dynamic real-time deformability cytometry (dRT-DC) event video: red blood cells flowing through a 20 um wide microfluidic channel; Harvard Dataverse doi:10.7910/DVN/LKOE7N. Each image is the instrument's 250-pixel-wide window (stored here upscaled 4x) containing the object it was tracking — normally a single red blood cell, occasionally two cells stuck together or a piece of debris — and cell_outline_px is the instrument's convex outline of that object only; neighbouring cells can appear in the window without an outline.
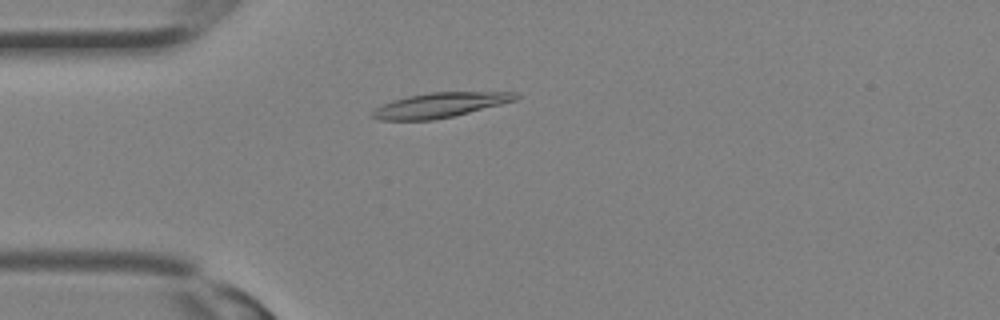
{"species": "Egyptian fruit bat (a non-hibernating species)", "species_latin": "Rousettus aegyptiacus", "temperature_condition": "room temperature", "stored_images_in_passage": 19, "camera_frame_rate_fps": 3000, "um_per_image_px": 0.085, "animal": {"sex": "female"}, "frame": {"image": 1, "passage_image": 8, "time_ms": 2.333, "image_size_px": [1000, 320], "cell_outline_px": [[520, 96], [516, 100], [452, 116], [432, 120], [380, 120], [368, 116], [376, 108], [392, 100], [408, 96], [432, 92], [516, 92]], "centroid_in_image_um": [37.36, 8.93], "position_along_channel_um": 47.6, "area_um2": 20.46}}
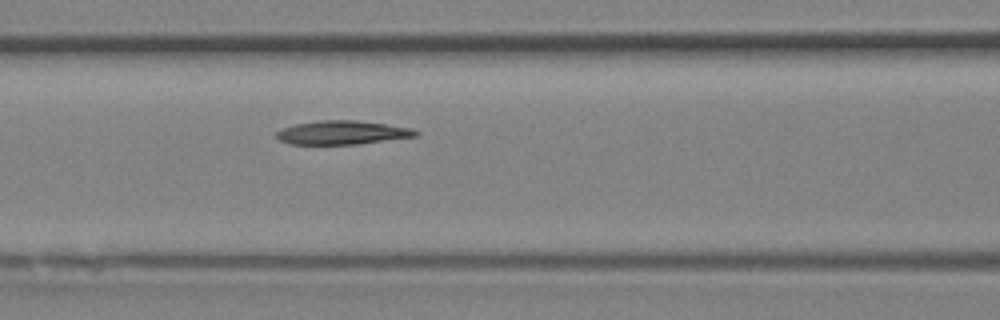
{"frame": {"image": 2, "passage_image": 13, "time_ms": 4.0, "image_size_px": [1000, 320], "cell_outline_px": [[420, 132], [416, 136], [360, 144], [288, 144], [280, 140], [276, 136], [276, 132], [284, 128], [296, 124], [320, 120], [356, 120], [412, 128]], "centroid_in_image_um": [29.1, 11.27], "position_along_channel_um": 137.5, "area_um2": 19.13}}
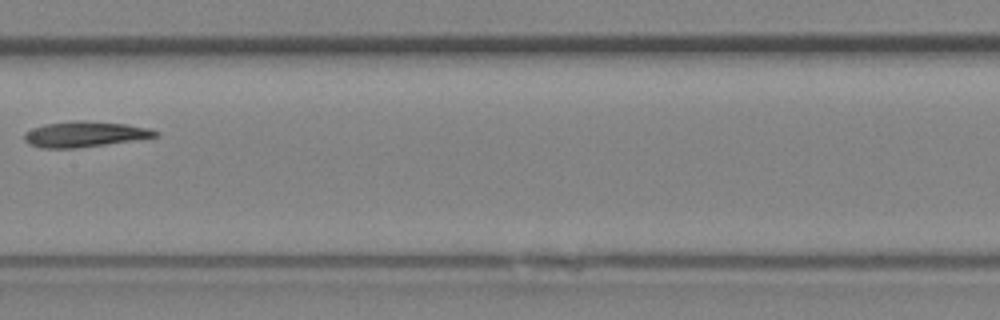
{"frame": {"image": 3, "passage_image": 16, "time_ms": 5.0, "image_size_px": [1000, 320], "cell_outline_px": [[160, 136], [76, 148], [40, 148], [28, 144], [24, 140], [24, 132], [32, 128], [44, 124], [80, 120], [84, 120], [124, 124], [148, 128], [160, 132]], "centroid_in_image_um": [7.16, 11.4], "position_along_channel_um": 200.2, "area_um2": 19.42}}